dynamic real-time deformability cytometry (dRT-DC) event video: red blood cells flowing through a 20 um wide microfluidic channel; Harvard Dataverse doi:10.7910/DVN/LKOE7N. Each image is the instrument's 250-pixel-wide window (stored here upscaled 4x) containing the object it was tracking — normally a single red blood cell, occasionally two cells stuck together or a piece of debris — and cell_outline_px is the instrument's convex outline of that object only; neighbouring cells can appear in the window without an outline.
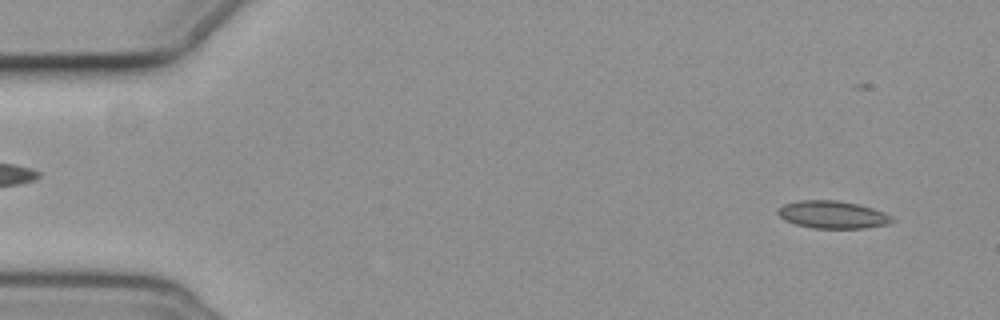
{"species": "common noctule bat (a hibernating species)", "species_latin": "Nyctalus noctula", "temperature_condition": "cold", "stored_images_in_passage": 7, "camera_frame_rate_fps": 3000, "um_per_image_px": 0.085, "animal": {"sex": "female", "body_mass_g": 19.3, "forearm_length_mm": 54.1}, "frame": {"image": 1, "passage_image": 1, "time_ms": 0.0, "image_size_px": [1000, 320], "cell_outline_px": [[896, 220], [888, 224], [864, 228], [812, 228], [796, 224], [784, 220], [776, 212], [776, 208], [784, 204], [800, 200], [836, 200], [856, 204], [872, 208], [884, 212], [892, 216]], "centroid_in_image_um": [70.75, 18.24], "position_along_channel_um": 14.2, "area_um2": 18.38}}
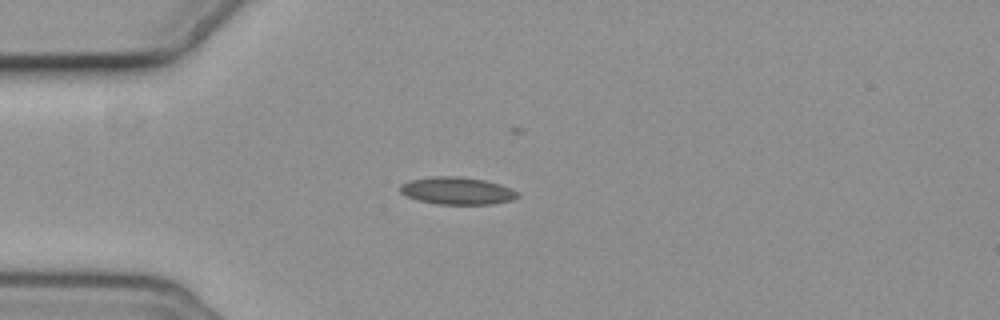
{"frame": {"image": 2, "passage_image": 4, "time_ms": 3.667, "image_size_px": [1000, 320], "cell_outline_px": [[520, 196], [512, 200], [492, 204], [436, 204], [420, 200], [408, 196], [400, 192], [400, 184], [408, 180], [432, 176], [460, 176], [484, 180], [500, 184], [516, 192]], "centroid_in_image_um": [38.83, 16.21], "position_along_channel_um": 46.2, "area_um2": 18.67}}
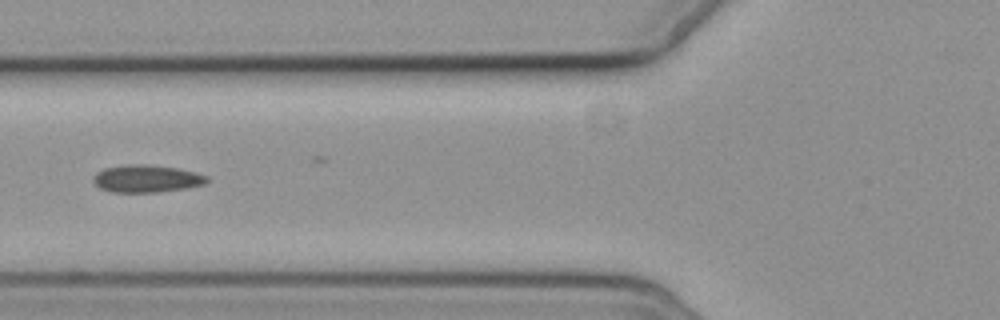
{"frame": {"image": 3, "passage_image": 6, "time_ms": 6.0, "image_size_px": [1000, 320], "cell_outline_px": [[208, 180], [204, 184], [188, 188], [156, 192], [112, 192], [100, 188], [92, 180], [92, 176], [96, 172], [104, 168], [132, 164], [148, 164], [176, 168], [196, 172], [208, 176]], "centroid_in_image_um": [12.45, 15.18], "position_along_channel_um": 113.3, "area_um2": 18.21}}